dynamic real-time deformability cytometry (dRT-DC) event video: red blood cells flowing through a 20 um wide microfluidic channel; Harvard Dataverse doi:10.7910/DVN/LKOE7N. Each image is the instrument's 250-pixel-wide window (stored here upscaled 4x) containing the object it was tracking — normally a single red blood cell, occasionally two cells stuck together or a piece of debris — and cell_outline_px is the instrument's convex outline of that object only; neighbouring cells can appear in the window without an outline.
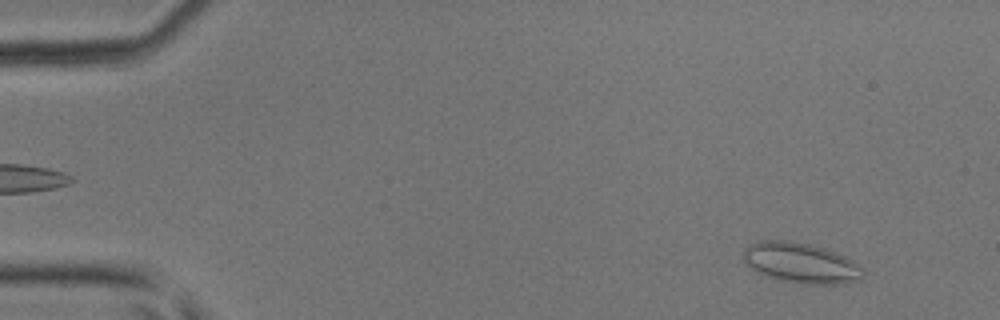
{"species": "common noctule bat (a hibernating species)", "species_latin": "Nyctalus noctula", "temperature_condition": "room temperature", "stored_images_in_passage": 45, "camera_frame_rate_fps": 3000, "um_per_image_px": 0.085, "animal": {"sex": "male", "body_mass_g": 17.9, "forearm_length_mm": 54.2}, "frame": {"image": 1, "passage_image": 4, "time_ms": 1.0, "image_size_px": [1000, 320], "cell_outline_px": [[864, 276], [860, 280], [840, 284], [800, 284], [780, 280], [756, 272], [744, 264], [744, 248], [748, 244], [756, 240], [792, 240], [824, 248], [836, 252], [852, 260], [864, 268]], "centroid_in_image_um": [68.06, 22.35], "position_along_channel_um": 16.9, "area_um2": 28.61}}
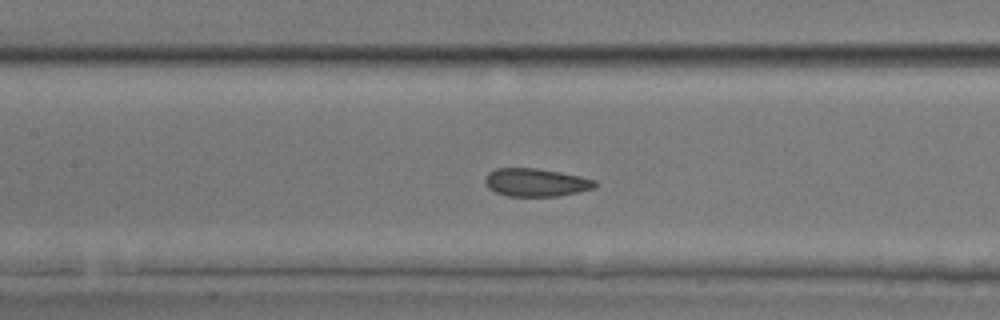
{"frame": {"image": 2, "passage_image": 21, "time_ms": 6.667, "image_size_px": [1000, 320], "cell_outline_px": [[596, 188], [580, 192], [556, 196], [508, 196], [496, 192], [488, 188], [484, 180], [488, 172], [496, 168], [536, 168], [560, 172], [580, 176], [596, 180]], "centroid_in_image_um": [45.56, 15.5], "position_along_channel_um": 161.8, "area_um2": 18.03}}
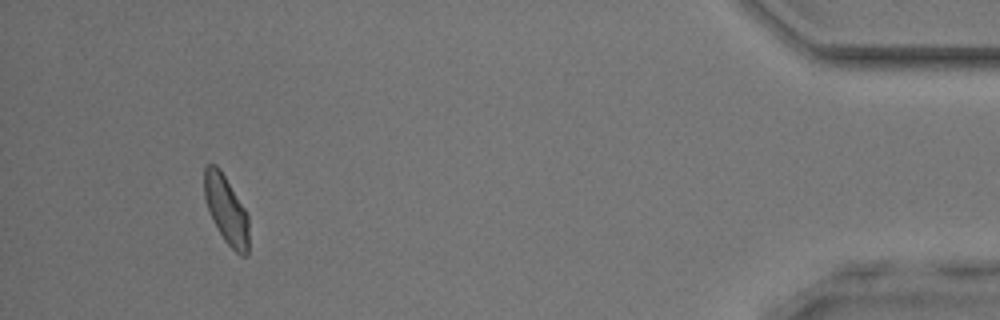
{"frame": {"image": 3, "passage_image": 42, "time_ms": 13.667, "image_size_px": [1000, 320], "cell_outline_px": [[248, 256], [240, 256], [224, 240], [212, 220], [204, 196], [204, 168], [208, 164], [216, 164], [220, 168], [244, 208], [248, 216]], "centroid_in_image_um": [19.22, 17.83], "position_along_channel_um": 416.0, "area_um2": 17.63}}